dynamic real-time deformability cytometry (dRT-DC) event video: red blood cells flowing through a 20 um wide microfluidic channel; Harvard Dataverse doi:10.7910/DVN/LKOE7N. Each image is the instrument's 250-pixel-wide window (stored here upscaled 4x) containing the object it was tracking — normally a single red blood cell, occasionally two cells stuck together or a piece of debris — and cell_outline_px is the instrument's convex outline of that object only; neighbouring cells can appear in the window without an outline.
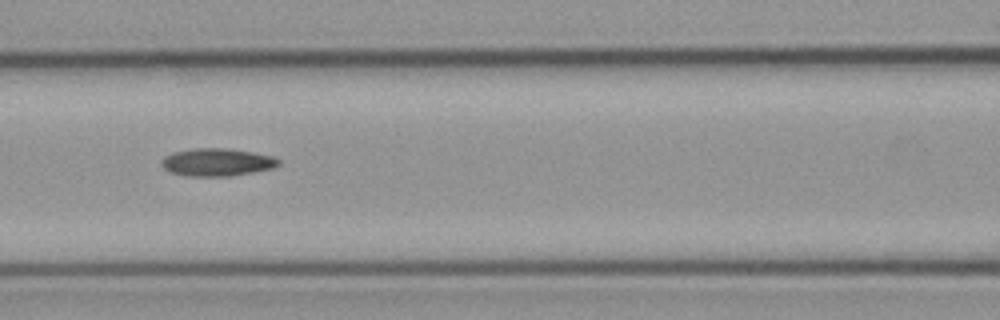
{"species": "common noctule bat (a hibernating species)", "species_latin": "Nyctalus noctula", "temperature_condition": "cold", "stored_images_in_passage": 7, "camera_frame_rate_fps": 3000, "um_per_image_px": 0.085, "animal": {"sex": "male", "body_mass_g": 23.1, "forearm_length_mm": 52.7}, "frame": {"image": 1, "passage_image": 5, "time_ms": 4.667, "image_size_px": [1000, 320], "cell_outline_px": [[280, 164], [276, 168], [228, 176], [184, 176], [168, 172], [160, 164], [160, 160], [164, 156], [172, 152], [196, 148], [228, 148], [252, 152], [272, 156], [280, 160]], "centroid_in_image_um": [18.41, 13.79], "position_along_channel_um": 148.2, "area_um2": 19.13}}
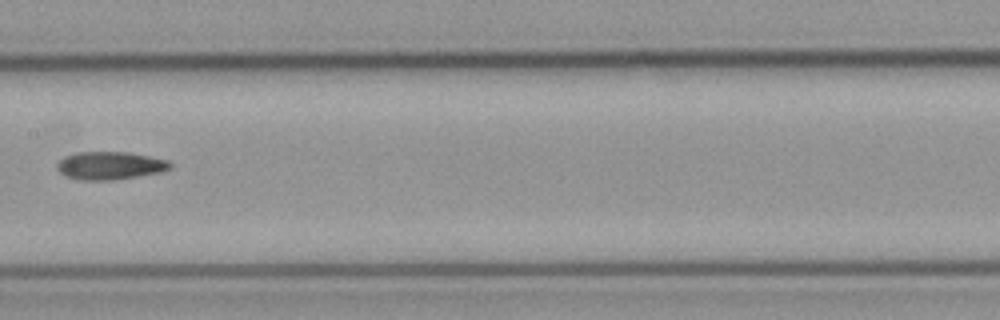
{"frame": {"image": 2, "passage_image": 6, "time_ms": 6.0, "image_size_px": [1000, 320], "cell_outline_px": [[172, 168], [160, 172], [112, 180], [76, 180], [64, 176], [56, 168], [56, 164], [64, 156], [80, 152], [128, 152], [168, 160], [172, 164]], "centroid_in_image_um": [9.31, 14.08], "position_along_channel_um": 198.1, "area_um2": 18.44}}
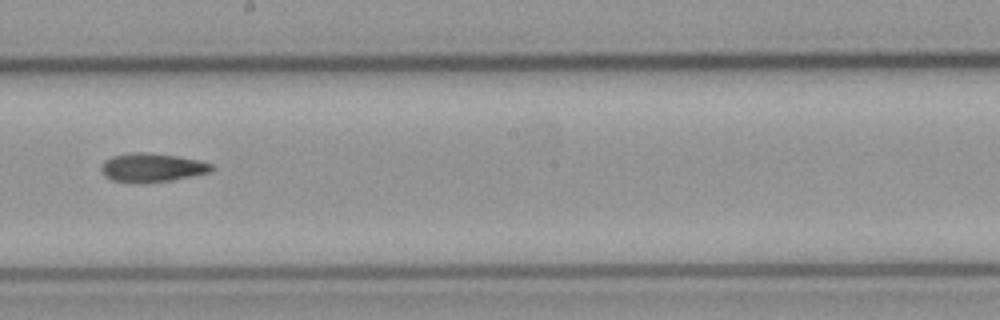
{"frame": {"image": 3, "passage_image": 7, "time_ms": 7.0, "image_size_px": [1000, 320], "cell_outline_px": [[212, 168], [208, 172], [192, 176], [172, 180], [140, 184], [128, 184], [112, 180], [104, 176], [100, 168], [104, 160], [112, 156], [128, 152], [148, 152], [176, 156], [196, 160], [212, 164]], "centroid_in_image_um": [12.82, 14.26], "position_along_channel_um": 235.4, "area_um2": 18.73}}